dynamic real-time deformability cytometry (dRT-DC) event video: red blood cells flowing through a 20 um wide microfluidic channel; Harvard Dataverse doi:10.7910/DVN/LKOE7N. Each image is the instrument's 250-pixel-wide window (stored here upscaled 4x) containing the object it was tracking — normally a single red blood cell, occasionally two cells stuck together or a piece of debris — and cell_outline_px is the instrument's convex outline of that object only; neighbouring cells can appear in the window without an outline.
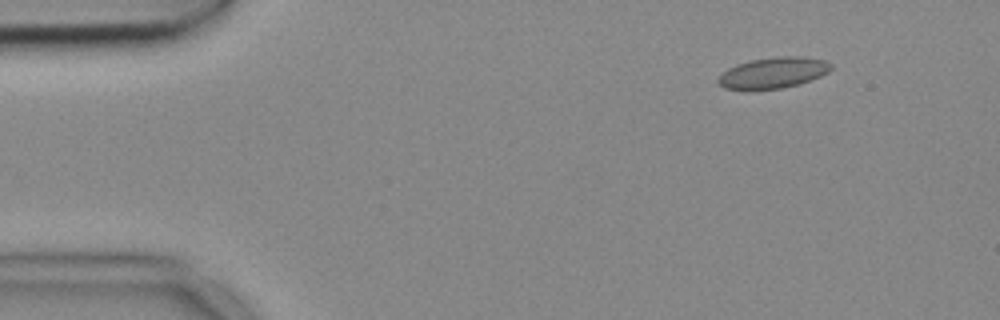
{"species": "common noctule bat (a hibernating species)", "species_latin": "Nyctalus noctula", "temperature_condition": "cold", "stored_images_in_passage": 9, "camera_frame_rate_fps": 3000, "um_per_image_px": 0.085, "animal": {"sex": "female", "body_mass_g": 18.4}, "frame": {"image": 1, "passage_image": 2, "time_ms": 0.333, "image_size_px": [1000, 320], "cell_outline_px": [[832, 68], [828, 72], [820, 76], [796, 84], [780, 88], [752, 92], [744, 92], [724, 88], [716, 80], [728, 68], [736, 64], [752, 60], [776, 56], [804, 56], [824, 60], [832, 64]], "centroid_in_image_um": [65.66, 6.21], "position_along_channel_um": 19.3, "area_um2": 20.75}}
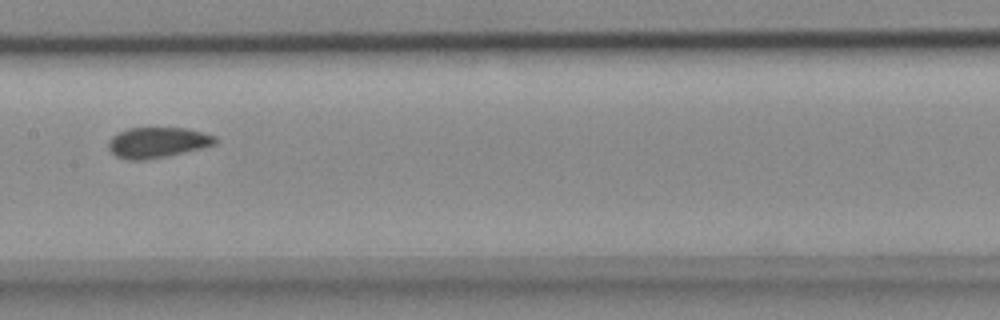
{"frame": {"image": 2, "passage_image": 8, "time_ms": 2.333, "image_size_px": [1000, 320], "cell_outline_px": [[216, 144], [184, 152], [144, 160], [128, 160], [116, 156], [108, 148], [108, 140], [112, 136], [128, 128], [188, 128], [216, 136]], "centroid_in_image_um": [13.36, 12.1], "position_along_channel_um": 194.0, "area_um2": 18.84}}
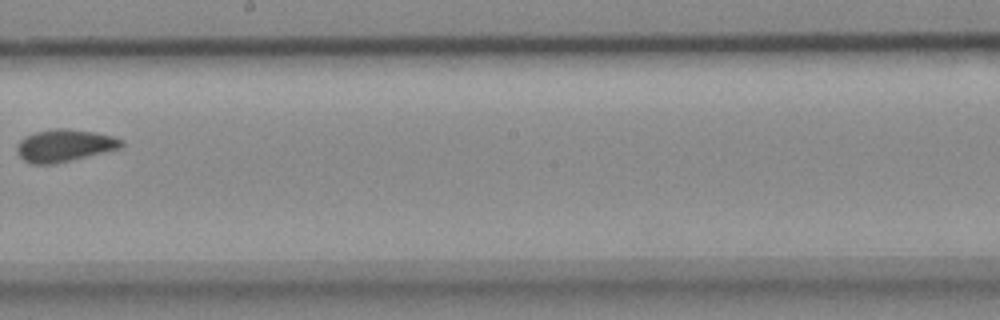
{"frame": {"image": 3, "passage_image": 9, "time_ms": 2.667, "image_size_px": [1000, 320], "cell_outline_px": [[124, 148], [52, 164], [32, 164], [24, 160], [16, 152], [16, 144], [24, 136], [36, 132], [56, 128], [64, 128], [96, 132], [112, 136], [124, 140]], "centroid_in_image_um": [5.5, 12.36], "position_along_channel_um": 242.7, "area_um2": 19.83}}